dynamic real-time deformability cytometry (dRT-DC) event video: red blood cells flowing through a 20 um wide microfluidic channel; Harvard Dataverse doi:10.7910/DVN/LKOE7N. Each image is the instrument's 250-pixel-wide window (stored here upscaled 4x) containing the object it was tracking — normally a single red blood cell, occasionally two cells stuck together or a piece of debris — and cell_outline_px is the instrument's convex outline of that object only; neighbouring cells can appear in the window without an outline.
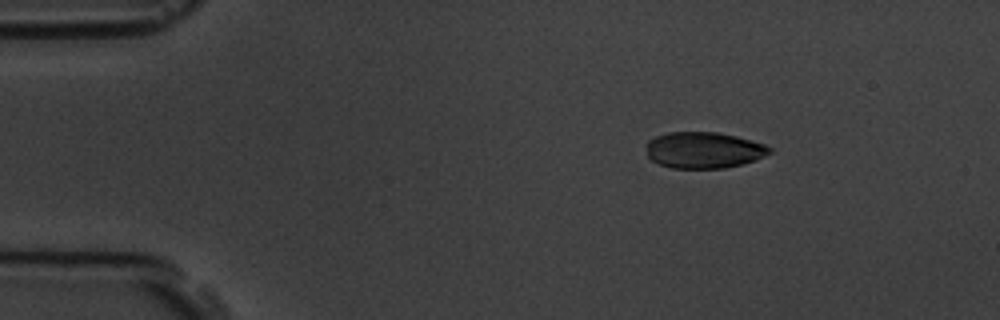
{"species": "common noctule bat (a hibernating species)", "species_latin": "Nyctalus noctula", "temperature_condition": "room temperature", "stored_images_in_passage": 3, "camera_frame_rate_fps": 3000, "um_per_image_px": 0.085, "animal": {"sex": "male", "body_mass_g": 19.5, "forearm_length_mm": 54.6}, "frame": {"image": 1, "passage_image": 1, "time_ms": 0.0, "image_size_px": [1000, 320], "cell_outline_px": [[772, 152], [756, 160], [744, 164], [724, 168], [672, 168], [660, 164], [652, 160], [648, 156], [648, 140], [656, 136], [668, 132], [716, 132], [736, 136], [764, 144], [772, 148]], "centroid_in_image_um": [59.85, 12.76], "position_along_channel_um": 25.2, "area_um2": 26.01}}